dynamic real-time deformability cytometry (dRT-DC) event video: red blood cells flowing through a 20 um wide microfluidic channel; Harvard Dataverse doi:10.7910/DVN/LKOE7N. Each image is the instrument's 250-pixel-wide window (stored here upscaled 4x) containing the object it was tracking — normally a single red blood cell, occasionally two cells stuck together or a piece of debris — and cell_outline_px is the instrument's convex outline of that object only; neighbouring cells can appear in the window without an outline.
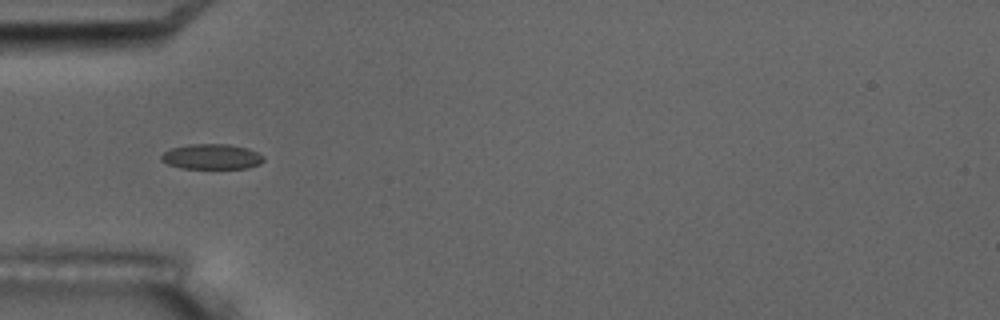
{"species": "common noctule bat (a hibernating species)", "species_latin": "Nyctalus noctula", "temperature_condition": "room temperature", "stored_images_in_passage": 7, "camera_frame_rate_fps": 3000, "um_per_image_px": 0.085, "animal": {"sex": "male", "body_mass_g": 17.5, "forearm_length_mm": 52.3}, "frame": {"image": 1, "passage_image": 5, "time_ms": 4.667, "image_size_px": [1000, 320], "cell_outline_px": [[264, 160], [260, 164], [248, 168], [180, 168], [168, 164], [160, 160], [160, 156], [164, 152], [172, 148], [188, 144], [228, 144], [248, 148], [264, 156]], "centroid_in_image_um": [17.99, 13.31], "position_along_channel_um": 67.0, "area_um2": 15.09}}